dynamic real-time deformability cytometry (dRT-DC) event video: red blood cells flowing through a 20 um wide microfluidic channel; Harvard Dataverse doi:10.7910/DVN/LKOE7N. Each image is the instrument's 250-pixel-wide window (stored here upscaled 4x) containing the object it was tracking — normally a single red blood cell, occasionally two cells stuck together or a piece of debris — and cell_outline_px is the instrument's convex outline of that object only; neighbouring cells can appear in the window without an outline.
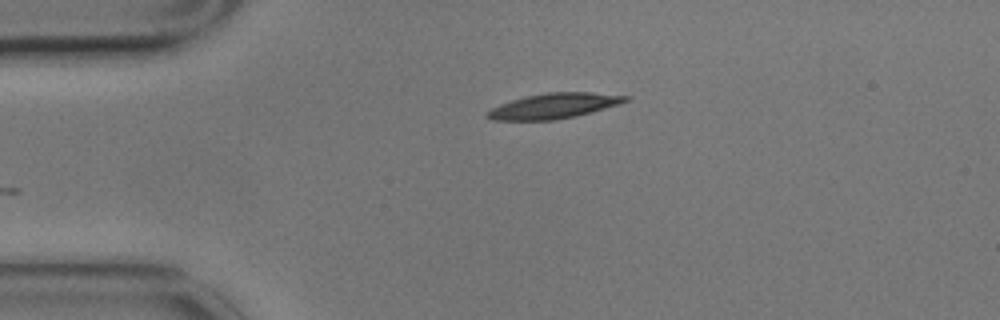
{"species": "common noctule bat (a hibernating species)", "species_latin": "Nyctalus noctula", "temperature_condition": "cold", "stored_images_in_passage": 3, "camera_frame_rate_fps": 3000, "um_per_image_px": 0.085, "animal": {"sex": "male", "body_mass_g": 17.9}, "frame": {"image": 1, "passage_image": 3, "time_ms": 0.667, "image_size_px": [1000, 320], "cell_outline_px": [[632, 96], [628, 100], [620, 104], [592, 112], [576, 116], [556, 120], [492, 120], [484, 116], [484, 112], [500, 104], [512, 100], [544, 92], [588, 92]], "centroid_in_image_um": [47.08, 9.0], "position_along_channel_um": 37.9, "area_um2": 20.46}}